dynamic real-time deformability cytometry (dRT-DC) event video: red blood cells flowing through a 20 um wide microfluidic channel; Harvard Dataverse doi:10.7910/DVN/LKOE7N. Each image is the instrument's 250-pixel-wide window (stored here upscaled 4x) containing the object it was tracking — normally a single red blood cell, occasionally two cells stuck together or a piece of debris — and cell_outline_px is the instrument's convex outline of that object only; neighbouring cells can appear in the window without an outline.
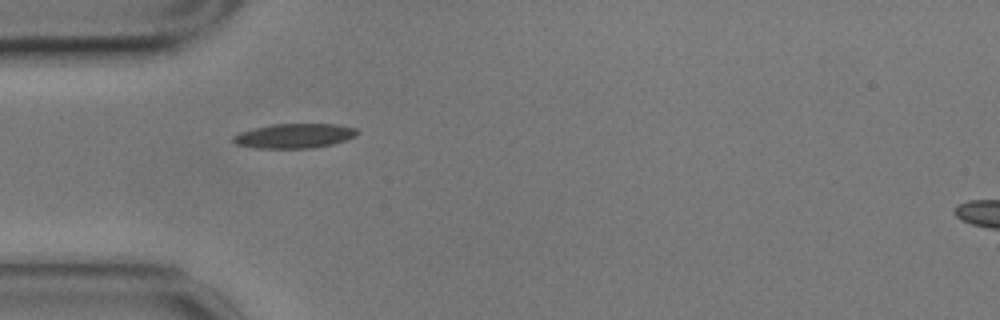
{"species": "common noctule bat (a hibernating species)", "species_latin": "Nyctalus noctula", "temperature_condition": "cold", "stored_images_in_passage": 41, "camera_frame_rate_fps": 3000, "um_per_image_px": 0.085, "animal": {"sex": "male", "body_mass_g": 17.9}, "frame": {"image": 1, "passage_image": 1, "time_ms": 0.0, "image_size_px": [1000, 320], "cell_outline_px": [[360, 132], [356, 136], [332, 144], [312, 148], [256, 148], [236, 144], [232, 140], [232, 136], [240, 132], [272, 124], [336, 124], [356, 128]], "centroid_in_image_um": [25.03, 11.55], "position_along_channel_um": 60.0, "area_um2": 17.69}}
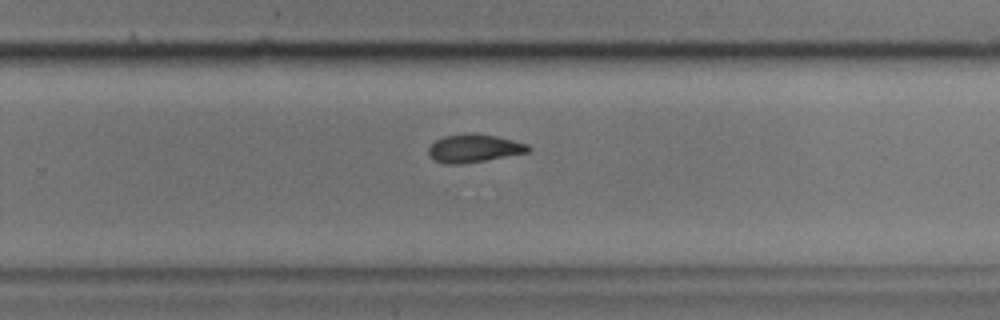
{"frame": {"image": 2, "passage_image": 21, "time_ms": 6.667, "image_size_px": [1000, 320], "cell_outline_px": [[532, 148], [528, 152], [484, 160], [460, 164], [444, 164], [432, 160], [428, 156], [428, 148], [436, 140], [444, 136], [464, 132], [476, 132], [496, 136], [528, 144]], "centroid_in_image_um": [40.24, 12.59], "position_along_channel_um": 289.6, "area_um2": 16.53}}
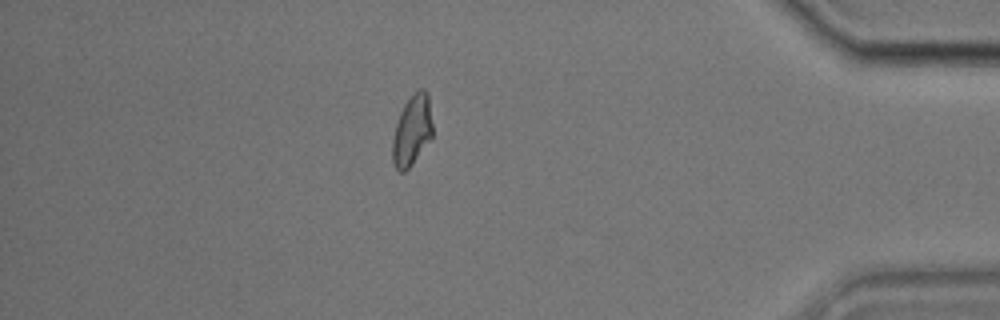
{"frame": {"image": 3, "passage_image": 34, "time_ms": 11.0, "image_size_px": [1000, 320], "cell_outline_px": [[432, 140], [412, 164], [404, 172], [400, 172], [396, 168], [392, 160], [392, 140], [396, 124], [400, 112], [404, 104], [420, 88], [424, 88], [428, 92], [432, 124]], "centroid_in_image_um": [35.04, 11.11], "position_along_channel_um": 400.2, "area_um2": 16.59}, "authors_computed_cell_mechanics": {"area_um2": 16.7042, "velocity_mm_per_s": 3.4739, "shape_relaxation_time_tau1_ms": 5.1817, "shape_relaxation_time_tau2_ms": 4.2136, "deformation_change_tau1": 0.1288, "deformation_change_tau2": 0.1011}}